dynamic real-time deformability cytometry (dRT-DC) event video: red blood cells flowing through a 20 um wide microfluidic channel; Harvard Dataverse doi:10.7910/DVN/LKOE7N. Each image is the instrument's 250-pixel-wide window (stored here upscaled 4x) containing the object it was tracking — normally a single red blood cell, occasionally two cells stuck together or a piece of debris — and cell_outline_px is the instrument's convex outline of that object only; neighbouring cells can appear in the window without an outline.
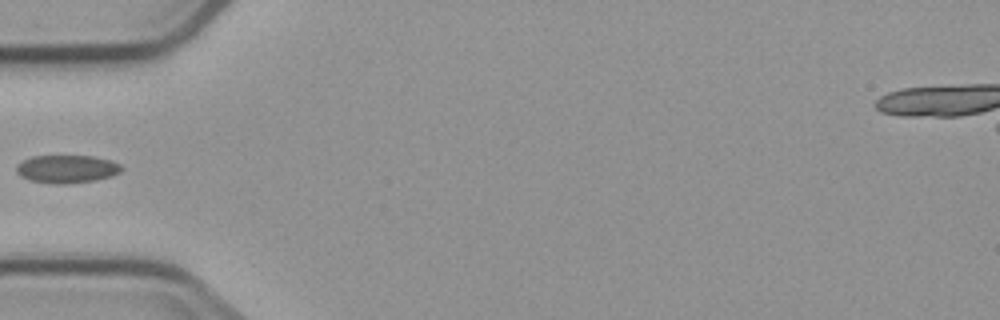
{"species": "common noctule bat (a hibernating species)", "species_latin": "Nyctalus noctula", "temperature_condition": "cold", "stored_images_in_passage": 4, "camera_frame_rate_fps": 3000, "um_per_image_px": 0.085, "animal": {"sex": "male", "body_mass_g": 23.1, "forearm_length_mm": 52.7}, "frame": {"image": 1, "passage_image": 3, "time_ms": 2.333, "image_size_px": [1000, 320], "cell_outline_px": [[124, 168], [120, 172], [112, 176], [96, 180], [68, 184], [52, 184], [28, 180], [20, 176], [16, 172], [16, 164], [32, 156], [92, 156], [112, 160], [120, 164]], "centroid_in_image_um": [5.68, 14.37], "position_along_channel_um": 79.3, "area_um2": 17.4}}
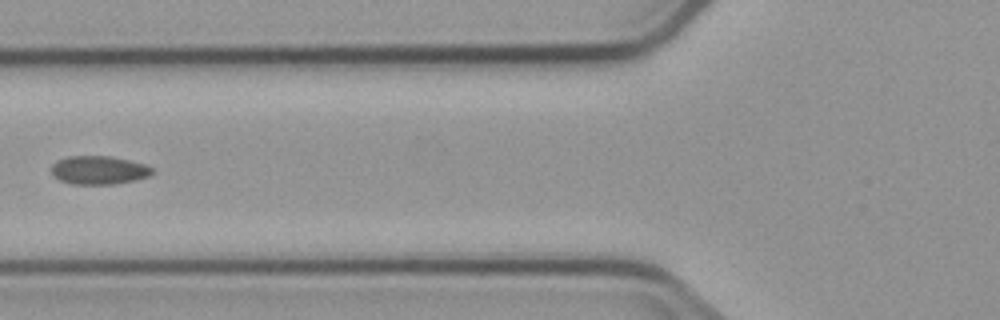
{"frame": {"image": 2, "passage_image": 4, "time_ms": 3.333, "image_size_px": [1000, 320], "cell_outline_px": [[156, 172], [152, 176], [136, 180], [116, 184], [72, 184], [60, 180], [52, 172], [52, 164], [56, 160], [68, 156], [108, 156], [128, 160], [144, 164], [152, 168]], "centroid_in_image_um": [8.45, 14.46], "position_along_channel_um": 117.4, "area_um2": 16.82}}